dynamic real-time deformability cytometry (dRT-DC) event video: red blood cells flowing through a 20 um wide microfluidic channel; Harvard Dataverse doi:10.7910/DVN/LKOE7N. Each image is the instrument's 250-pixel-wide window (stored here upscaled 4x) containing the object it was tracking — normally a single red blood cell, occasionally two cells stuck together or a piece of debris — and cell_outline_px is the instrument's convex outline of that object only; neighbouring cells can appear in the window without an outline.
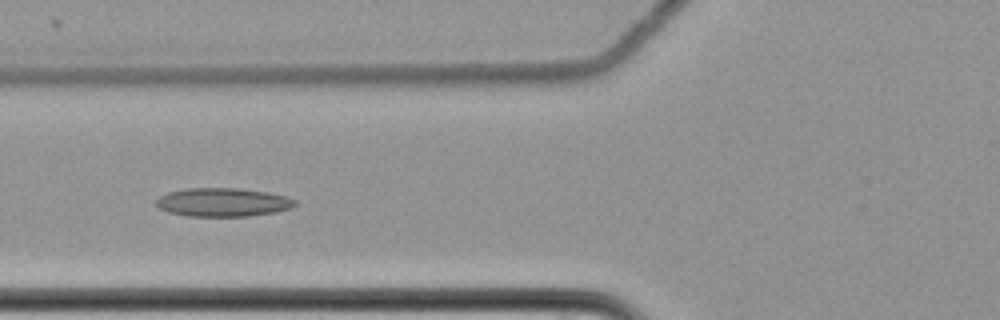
{"species": "common noctule bat (a hibernating species)", "species_latin": "Nyctalus noctula", "temperature_condition": "cold", "stored_images_in_passage": 8, "camera_frame_rate_fps": 3000, "um_per_image_px": 0.085, "animal": {"sex": "female", "body_mass_g": 22.7, "forearm_length_mm": 54.2}, "frame": {"image": 1, "passage_image": 7, "time_ms": 2.0, "image_size_px": [1000, 320], "cell_outline_px": [[296, 204], [292, 208], [276, 212], [248, 216], [188, 216], [168, 212], [160, 208], [156, 204], [156, 200], [160, 196], [168, 192], [188, 188], [240, 188], [268, 192], [284, 196], [296, 200]], "centroid_in_image_um": [18.96, 17.19], "position_along_channel_um": 106.8, "area_um2": 23.12}}
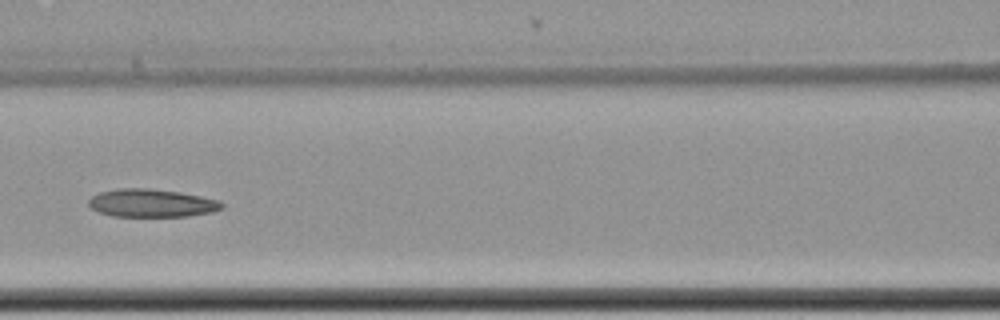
{"frame": {"image": 2, "passage_image": 8, "time_ms": 2.333, "image_size_px": [1000, 320], "cell_outline_px": [[224, 208], [212, 212], [188, 216], [112, 216], [100, 212], [92, 208], [88, 204], [88, 200], [92, 196], [100, 192], [116, 188], [148, 188], [180, 192], [220, 200], [224, 204]], "centroid_in_image_um": [12.91, 17.25], "position_along_channel_um": 153.7, "area_um2": 21.79}}